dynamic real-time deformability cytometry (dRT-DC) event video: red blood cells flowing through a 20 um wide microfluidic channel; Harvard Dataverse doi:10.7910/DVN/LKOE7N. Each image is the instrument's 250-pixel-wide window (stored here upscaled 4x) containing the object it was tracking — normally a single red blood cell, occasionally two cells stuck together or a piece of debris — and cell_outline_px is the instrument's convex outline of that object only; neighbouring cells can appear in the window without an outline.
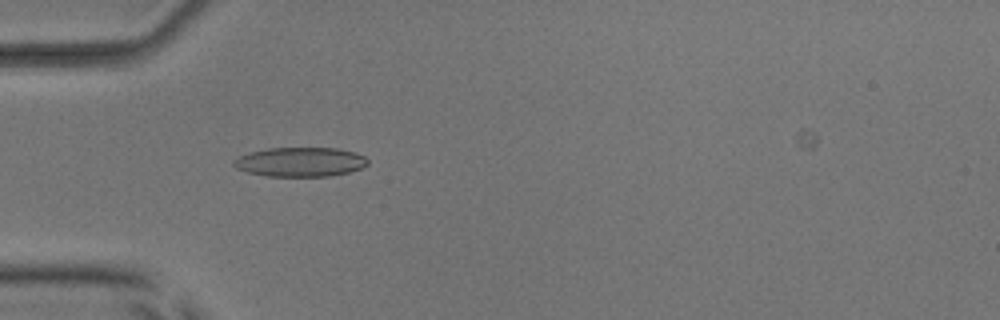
{"species": "common noctule bat (a hibernating species)", "species_latin": "Nyctalus noctula", "temperature_condition": "room temperature", "stored_images_in_passage": 47, "camera_frame_rate_fps": 3000, "um_per_image_px": 0.085, "animal": {"sex": "male", "body_mass_g": 17.9, "forearm_length_mm": 54.2}, "frame": {"image": 1, "passage_image": 9, "time_ms": 2.667, "image_size_px": [1000, 320], "cell_outline_px": [[368, 164], [360, 168], [348, 172], [328, 176], [268, 176], [248, 172], [236, 168], [232, 164], [232, 160], [240, 156], [252, 152], [268, 148], [336, 148], [356, 152], [364, 156], [368, 160]], "centroid_in_image_um": [25.52, 13.76], "position_along_channel_um": 59.5, "area_um2": 22.77}}
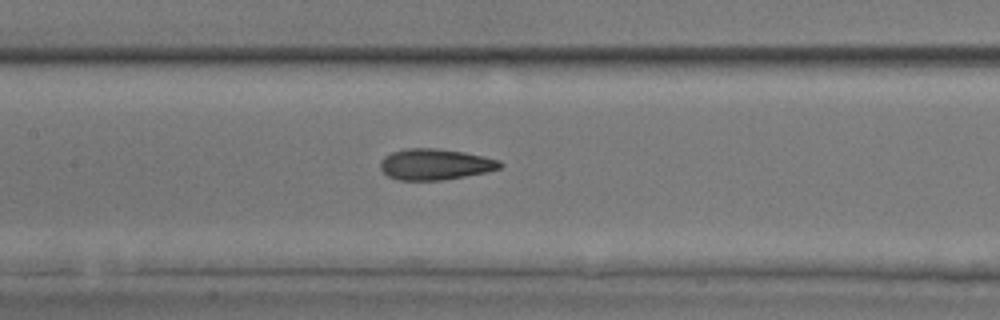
{"frame": {"image": 2, "passage_image": 18, "time_ms": 5.667, "image_size_px": [1000, 320], "cell_outline_px": [[504, 164], [500, 168], [488, 172], [444, 180], [400, 180], [388, 176], [380, 168], [380, 160], [384, 156], [392, 152], [408, 148], [436, 148], [464, 152], [484, 156], [500, 160]], "centroid_in_image_um": [37.01, 13.96], "position_along_channel_um": 170.4, "area_um2": 21.79}}
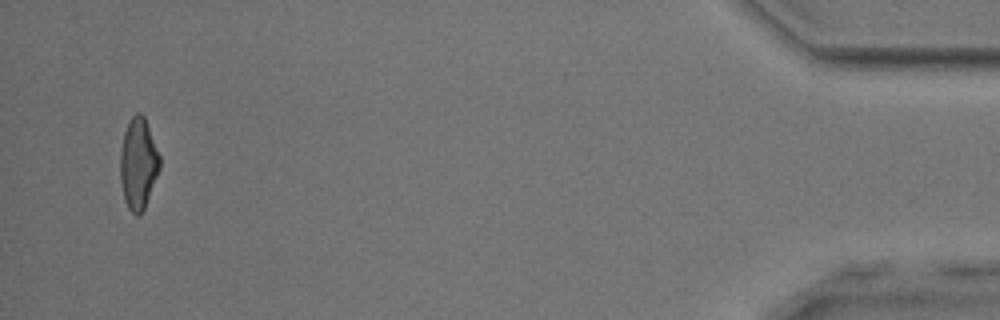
{"frame": {"image": 3, "passage_image": 44, "time_ms": 14.333, "image_size_px": [1000, 320], "cell_outline_px": [[160, 168], [144, 208], [136, 216], [128, 208], [124, 200], [120, 180], [120, 148], [124, 132], [128, 120], [136, 112], [140, 112], [144, 116], [160, 156]], "centroid_in_image_um": [11.73, 13.87], "position_along_channel_um": 423.5, "area_um2": 20.98}}